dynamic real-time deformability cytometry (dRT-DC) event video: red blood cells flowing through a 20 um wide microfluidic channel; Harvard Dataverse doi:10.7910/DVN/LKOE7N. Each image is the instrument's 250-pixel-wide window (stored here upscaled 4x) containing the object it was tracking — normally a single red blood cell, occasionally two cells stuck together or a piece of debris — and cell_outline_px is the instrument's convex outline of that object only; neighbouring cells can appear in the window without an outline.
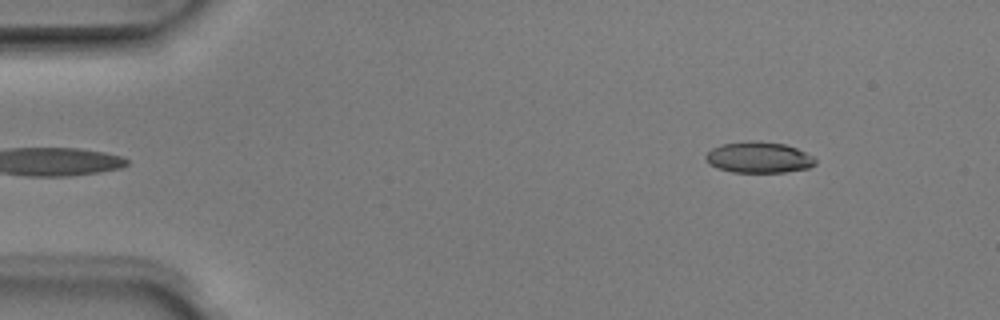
{"species": "Egyptian fruit bat (a non-hibernating species)", "species_latin": "Rousettus aegyptiacus", "temperature_condition": "room temperature", "stored_images_in_passage": 5, "camera_frame_rate_fps": 3000, "um_per_image_px": 0.085, "animal": {"sex": "male"}, "frame": {"image": 1, "passage_image": 5, "time_ms": 1.333, "image_size_px": [1000, 320], "cell_outline_px": [[816, 164], [808, 168], [784, 172], [732, 172], [716, 168], [708, 164], [704, 156], [712, 148], [724, 144], [744, 140], [760, 140], [784, 144], [796, 148], [812, 156], [816, 160]], "centroid_in_image_um": [64.46, 13.37], "position_along_channel_um": 20.5, "area_um2": 20.0}}